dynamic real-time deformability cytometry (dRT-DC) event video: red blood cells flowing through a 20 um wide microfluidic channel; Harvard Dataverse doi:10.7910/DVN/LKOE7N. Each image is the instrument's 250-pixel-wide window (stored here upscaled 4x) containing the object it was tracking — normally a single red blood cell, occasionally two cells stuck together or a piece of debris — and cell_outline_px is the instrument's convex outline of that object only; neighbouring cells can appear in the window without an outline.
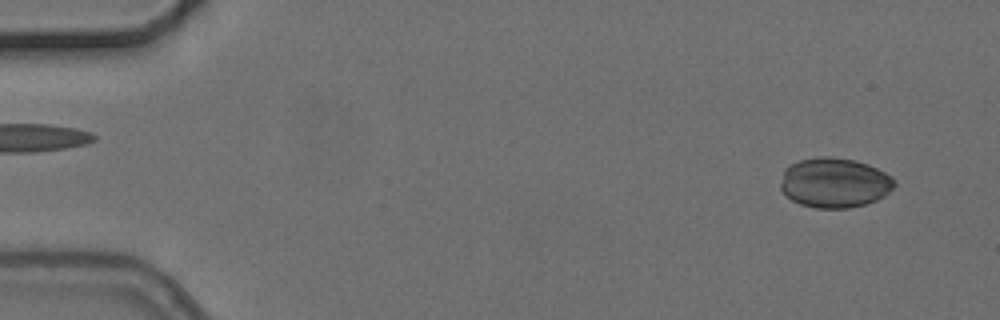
{"species": "common noctule bat (a hibernating species)", "species_latin": "Nyctalus noctula", "temperature_condition": "cold", "stored_images_in_passage": 4, "segment_of_instrument_passage": [2, 2], "camera_frame_rate_fps": 3000, "um_per_image_px": 0.085, "animal": {"sex": "female", "body_mass_g": 24.6, "forearm_length_mm": 56.2}, "frame": {"image": 1, "passage_image": 4, "time_ms": 3.667, "image_size_px": [1000, 320], "cell_outline_px": [[896, 184], [884, 196], [876, 200], [864, 204], [848, 208], [816, 208], [800, 204], [784, 196], [780, 188], [780, 184], [784, 168], [800, 160], [816, 156], [832, 156], [856, 160], [868, 164], [892, 176], [896, 180]], "centroid_in_image_um": [70.91, 15.52], "position_along_channel_um": 14.1, "area_um2": 33.41}}